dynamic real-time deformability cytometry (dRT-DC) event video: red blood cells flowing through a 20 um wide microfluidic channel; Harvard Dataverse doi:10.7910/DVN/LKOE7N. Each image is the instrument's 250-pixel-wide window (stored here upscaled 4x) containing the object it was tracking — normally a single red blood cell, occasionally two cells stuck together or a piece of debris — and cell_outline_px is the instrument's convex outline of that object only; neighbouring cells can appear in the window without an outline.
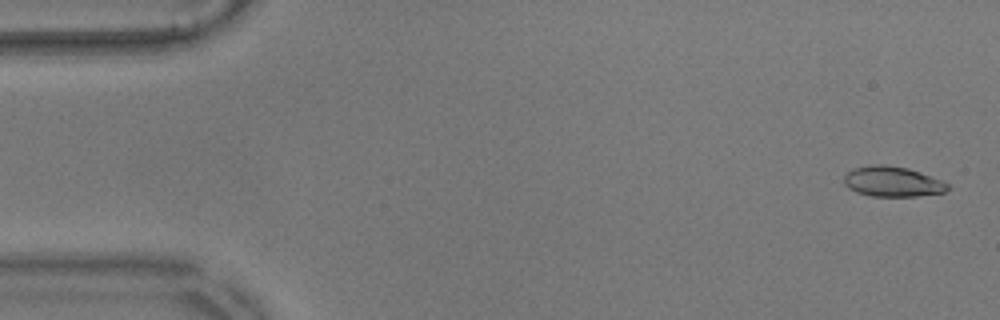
{"species": "common noctule bat (a hibernating species)", "species_latin": "Nyctalus noctula", "temperature_condition": "warm", "stored_images_in_passage": 56, "camera_frame_rate_fps": 3000, "um_per_image_px": 0.085, "animal": {"sex": "male", "body_mass_g": 17.9}, "frame": {"image": 1, "passage_image": 2, "time_ms": 0.333, "image_size_px": [1000, 320], "cell_outline_px": [[948, 188], [944, 192], [916, 196], [872, 196], [856, 192], [848, 188], [844, 184], [844, 176], [848, 172], [856, 168], [872, 164], [884, 164], [908, 168], [920, 172], [940, 180], [948, 184]], "centroid_in_image_um": [75.83, 15.43], "position_along_channel_um": 9.2, "area_um2": 18.09}}
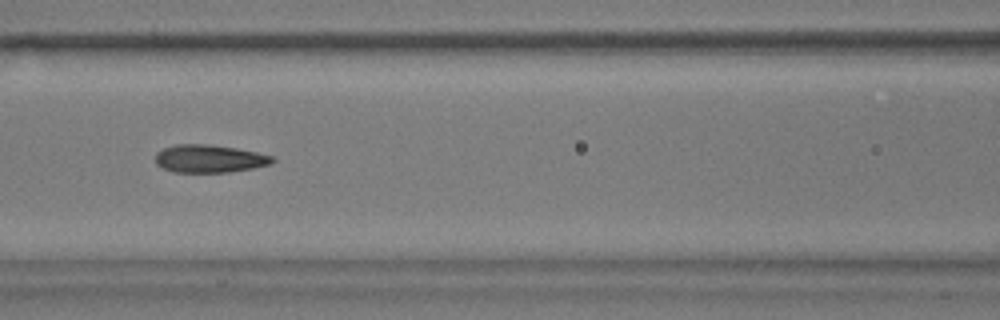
{"frame": {"image": 2, "passage_image": 24, "time_ms": 7.667, "image_size_px": [1000, 320], "cell_outline_px": [[276, 160], [272, 164], [252, 168], [228, 172], [172, 172], [156, 164], [156, 152], [164, 148], [176, 144], [208, 144], [236, 148], [256, 152], [272, 156]], "centroid_in_image_um": [17.8, 13.48], "position_along_channel_um": 148.8, "area_um2": 18.96}}
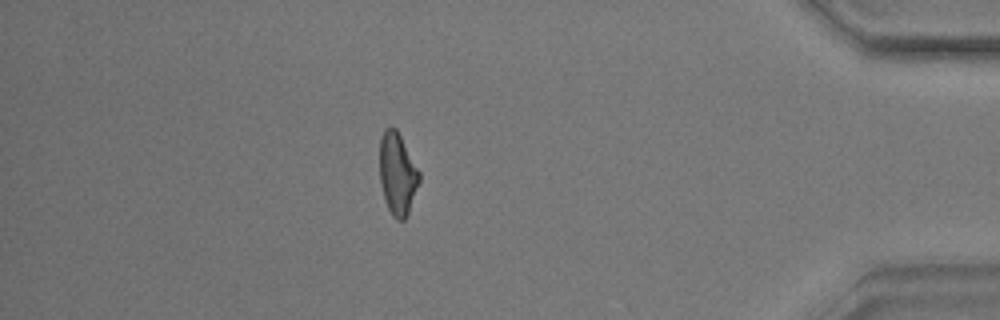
{"frame": {"image": 3, "passage_image": 49, "time_ms": 16.0, "image_size_px": [1000, 320], "cell_outline_px": [[420, 180], [408, 212], [404, 220], [396, 220], [392, 216], [384, 200], [380, 184], [380, 136], [384, 128], [396, 128], [420, 172]], "centroid_in_image_um": [33.77, 14.78], "position_along_channel_um": 401.4, "area_um2": 18.9}, "authors_computed_cell_mechanics": {"area_um2": 18.9295, "velocity_mm_per_s": 3.5694, "shape_relaxation_time_tau1_ms": null, "shape_relaxation_time_tau2_ms": 1.7605, "deformation_change_tau1": null, "deformation_change_tau2": 0.0893}}